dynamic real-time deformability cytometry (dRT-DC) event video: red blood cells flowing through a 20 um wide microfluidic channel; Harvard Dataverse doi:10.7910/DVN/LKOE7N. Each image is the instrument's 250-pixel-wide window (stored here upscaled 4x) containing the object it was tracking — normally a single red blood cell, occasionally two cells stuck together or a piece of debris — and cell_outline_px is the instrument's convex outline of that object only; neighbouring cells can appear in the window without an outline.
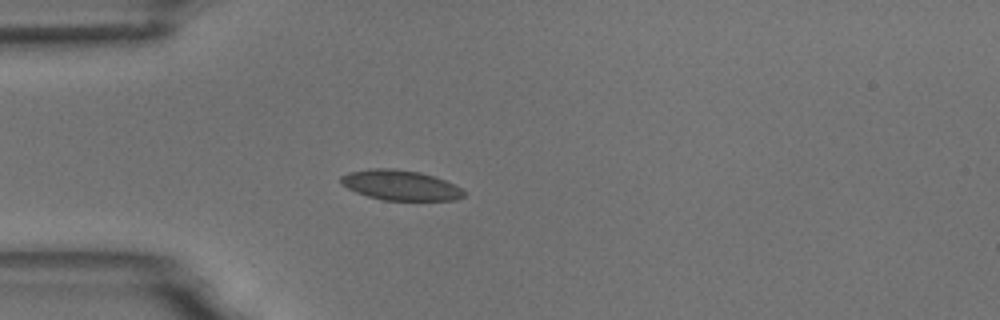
{"species": "common noctule bat (a hibernating species)", "species_latin": "Nyctalus noctula", "temperature_condition": "room temperature", "stored_images_in_passage": 4, "camera_frame_rate_fps": 3000, "um_per_image_px": 0.085, "animal": {"sex": "male", "body_mass_g": 18.8}, "frame": {"image": 1, "passage_image": 3, "time_ms": 3.333, "image_size_px": [1000, 320], "cell_outline_px": [[468, 192], [464, 196], [456, 200], [384, 200], [368, 196], [356, 192], [340, 184], [340, 176], [348, 172], [372, 168], [392, 168], [420, 172], [444, 180]], "centroid_in_image_um": [34.02, 15.74], "position_along_channel_um": 51.0, "area_um2": 21.56}}